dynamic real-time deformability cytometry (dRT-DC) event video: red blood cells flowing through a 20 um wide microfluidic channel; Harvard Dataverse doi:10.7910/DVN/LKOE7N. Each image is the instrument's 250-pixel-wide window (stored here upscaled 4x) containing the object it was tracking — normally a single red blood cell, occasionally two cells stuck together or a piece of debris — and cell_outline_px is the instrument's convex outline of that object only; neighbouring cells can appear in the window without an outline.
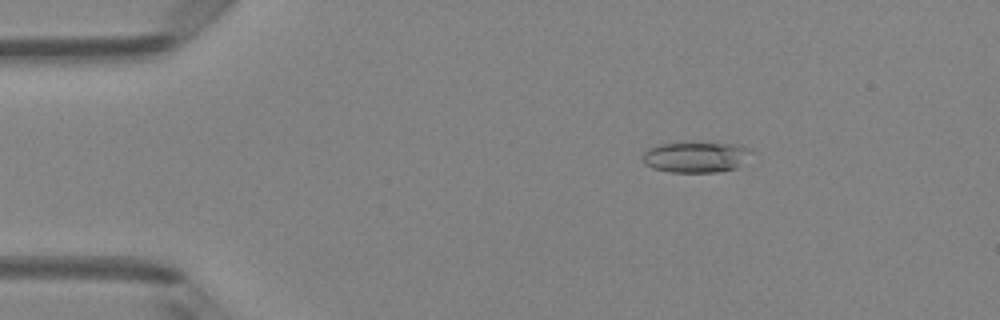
{"species": "Egyptian fruit bat (a non-hibernating species)", "species_latin": "Rousettus aegyptiacus", "temperature_condition": "room temperature", "stored_images_in_passage": 49, "camera_frame_rate_fps": 3000, "um_per_image_px": 0.085, "animal": {"sex": "female"}, "frame": {"image": 1, "passage_image": 8, "time_ms": 2.333, "image_size_px": [1000, 320], "cell_outline_px": [[752, 152], [736, 168], [716, 172], [672, 172], [652, 168], [644, 164], [640, 156], [648, 148], [660, 144], [680, 140], [740, 144], [748, 148]], "centroid_in_image_um": [59.08, 13.3], "position_along_channel_um": 25.9, "area_um2": 20.23}}
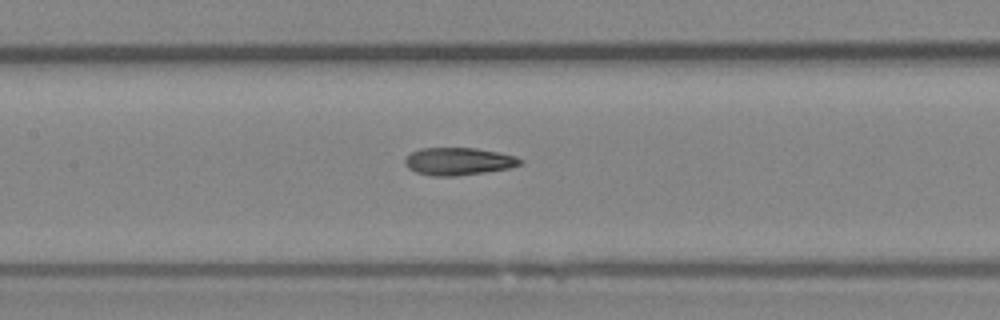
{"frame": {"image": 2, "passage_image": 23, "time_ms": 7.333, "image_size_px": [1000, 320], "cell_outline_px": [[524, 164], [512, 168], [456, 176], [432, 176], [416, 172], [408, 168], [404, 164], [404, 160], [412, 152], [420, 148], [476, 148], [516, 156], [524, 160]], "centroid_in_image_um": [39.01, 13.72], "position_along_channel_um": 168.4, "area_um2": 18.61}}
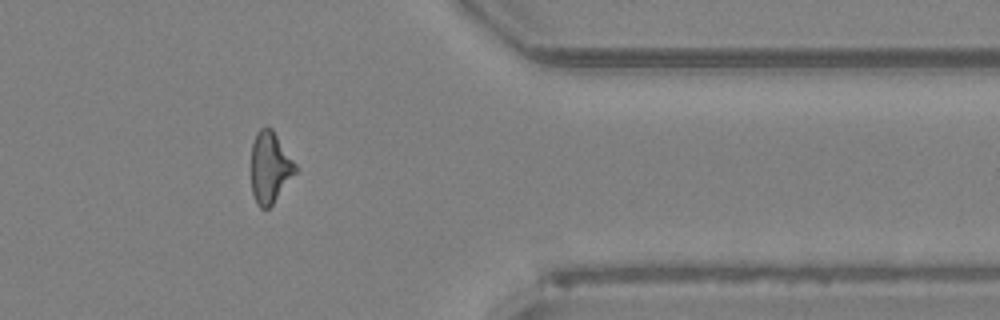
{"frame": {"image": 3, "passage_image": 40, "time_ms": 13.0, "image_size_px": [1000, 320], "cell_outline_px": [[296, 172], [272, 204], [268, 208], [260, 208], [256, 204], [252, 192], [252, 144], [256, 132], [260, 128], [272, 128], [296, 164]], "centroid_in_image_um": [22.93, 14.23], "position_along_channel_um": 388.5, "area_um2": 18.09}, "authors_computed_cell_mechanics": {"area_um2": 18.7272, "velocity_mm_per_s": 4.1842, "shape_relaxation_time_tau1_ms": null, "shape_relaxation_time_tau2_ms": 2.5975, "deformation_change_tau1": null, "deformation_change_tau2": 0.1182}}